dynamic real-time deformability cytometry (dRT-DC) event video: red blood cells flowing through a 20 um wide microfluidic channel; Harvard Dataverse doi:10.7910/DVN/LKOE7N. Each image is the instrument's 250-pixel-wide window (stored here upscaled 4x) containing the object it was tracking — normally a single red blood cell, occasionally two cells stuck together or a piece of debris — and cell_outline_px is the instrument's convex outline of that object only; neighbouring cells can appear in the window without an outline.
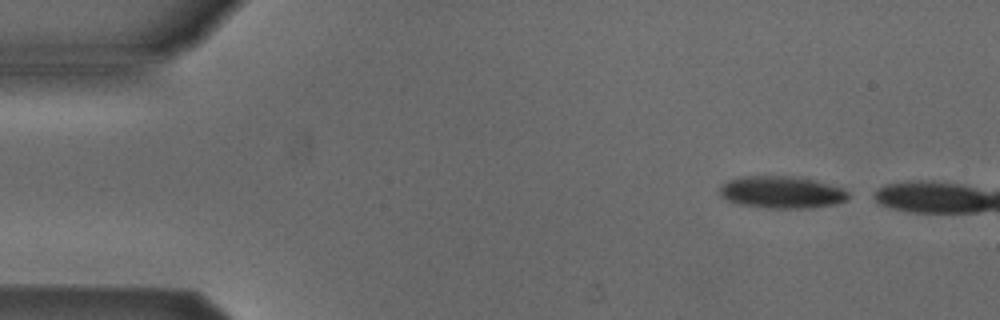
{"species": "Egyptian fruit bat (a non-hibernating species)", "species_latin": "Rousettus aegyptiacus", "temperature_condition": "cold", "stored_images_in_passage": 10, "camera_frame_rate_fps": 3000, "um_per_image_px": 0.085, "animal": {"sex": "male"}, "frame": {"image": 1, "passage_image": 1, "time_ms": 0.0, "image_size_px": [1000, 320], "cell_outline_px": [[848, 200], [836, 204], [800, 208], [772, 208], [740, 204], [728, 200], [720, 196], [720, 188], [728, 180], [740, 176], [792, 176], [812, 180], [840, 188], [848, 192]], "centroid_in_image_um": [66.41, 16.33], "position_along_channel_um": 18.6, "area_um2": 23.64}}